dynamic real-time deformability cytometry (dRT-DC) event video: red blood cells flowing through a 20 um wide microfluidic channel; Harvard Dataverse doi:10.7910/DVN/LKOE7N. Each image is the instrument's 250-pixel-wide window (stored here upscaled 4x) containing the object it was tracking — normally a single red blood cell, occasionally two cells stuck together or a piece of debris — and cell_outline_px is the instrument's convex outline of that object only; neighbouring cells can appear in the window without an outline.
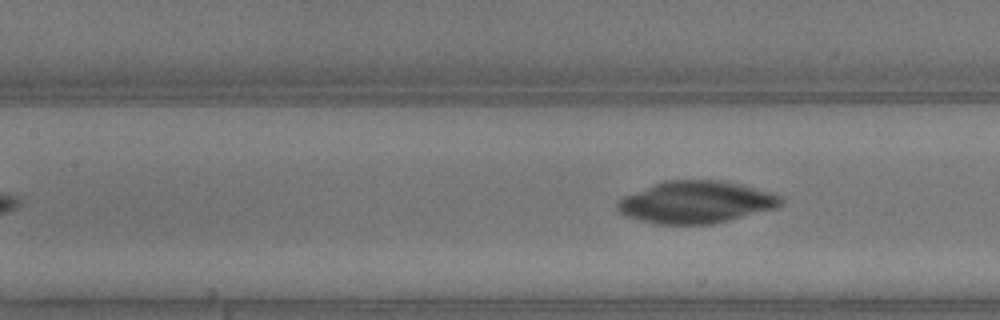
{"species": "common noctule bat (a hibernating species)", "species_latin": "Nyctalus noctula", "temperature_condition": "warm", "stored_images_in_passage": 7, "segment_of_instrument_passage": [2, 2], "camera_frame_rate_fps": 3000, "um_per_image_px": 0.085, "animal": {"sex": "male", "body_mass_g": 13.3}, "frame": {"image": 1, "passage_image": 7, "time_ms": 2.0, "image_size_px": [1000, 320], "cell_outline_px": [[784, 200], [780, 204], [772, 208], [728, 220], [712, 224], [656, 224], [624, 216], [616, 212], [616, 204], [624, 196], [664, 180], [720, 180], [740, 184], [772, 192], [780, 196]], "centroid_in_image_um": [59.1, 17.18], "position_along_channel_um": 148.3, "area_um2": 39.88}}